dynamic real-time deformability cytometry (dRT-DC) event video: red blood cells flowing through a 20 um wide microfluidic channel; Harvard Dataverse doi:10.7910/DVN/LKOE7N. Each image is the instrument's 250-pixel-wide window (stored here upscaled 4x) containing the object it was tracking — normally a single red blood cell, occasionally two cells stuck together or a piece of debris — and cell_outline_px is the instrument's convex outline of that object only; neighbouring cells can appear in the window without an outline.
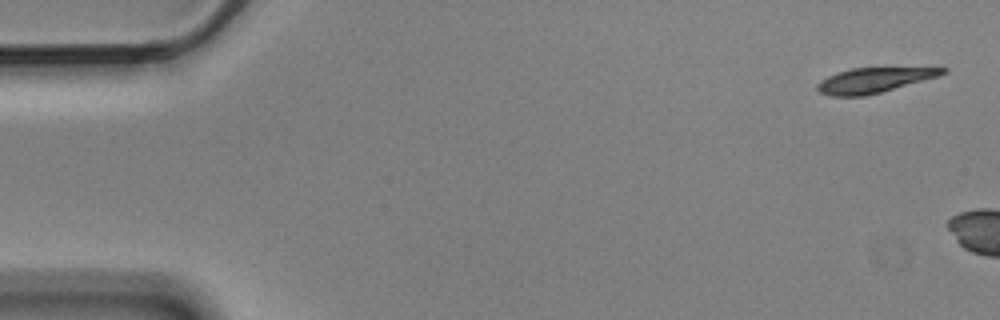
{"species": "Egyptian fruit bat (a non-hibernating species)", "species_latin": "Rousettus aegyptiacus", "temperature_condition": "cold", "stored_images_in_passage": 4, "camera_frame_rate_fps": 3000, "um_per_image_px": 0.085, "animal": {"sex": "male"}, "frame": {"image": 1, "passage_image": 1, "time_ms": 0.0, "image_size_px": [1000, 320], "cell_outline_px": [[948, 72], [940, 76], [880, 92], [864, 96], [832, 96], [820, 92], [816, 88], [816, 84], [820, 80], [836, 72], [852, 68], [944, 64], [948, 68]], "centroid_in_image_um": [74.51, 6.73], "position_along_channel_um": 10.5, "area_um2": 19.48}}